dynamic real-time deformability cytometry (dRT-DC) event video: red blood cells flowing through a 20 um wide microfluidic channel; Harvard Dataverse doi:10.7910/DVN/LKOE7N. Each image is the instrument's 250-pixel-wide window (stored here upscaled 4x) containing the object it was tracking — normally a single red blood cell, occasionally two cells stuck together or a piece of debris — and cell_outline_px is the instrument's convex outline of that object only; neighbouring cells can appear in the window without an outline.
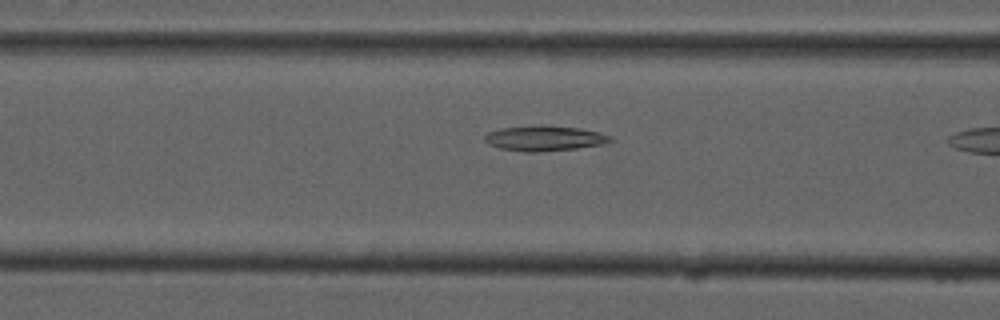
{"species": "common noctule bat (a hibernating species)", "species_latin": "Nyctalus noctula", "temperature_condition": "cold", "stored_images_in_passage": 11, "camera_frame_rate_fps": 3000, "um_per_image_px": 0.085, "animal": {"sex": "male", "forearm_length_mm": 52.5}, "frame": {"image": 1, "passage_image": 10, "time_ms": 3.0, "image_size_px": [1000, 320], "cell_outline_px": [[612, 140], [604, 144], [576, 148], [536, 152], [524, 152], [500, 148], [488, 144], [484, 140], [484, 136], [488, 132], [500, 128], [540, 124], [544, 124], [580, 128], [600, 132], [612, 136]], "centroid_in_image_um": [46.27, 11.73], "position_along_channel_um": 120.3, "area_um2": 18.73}}